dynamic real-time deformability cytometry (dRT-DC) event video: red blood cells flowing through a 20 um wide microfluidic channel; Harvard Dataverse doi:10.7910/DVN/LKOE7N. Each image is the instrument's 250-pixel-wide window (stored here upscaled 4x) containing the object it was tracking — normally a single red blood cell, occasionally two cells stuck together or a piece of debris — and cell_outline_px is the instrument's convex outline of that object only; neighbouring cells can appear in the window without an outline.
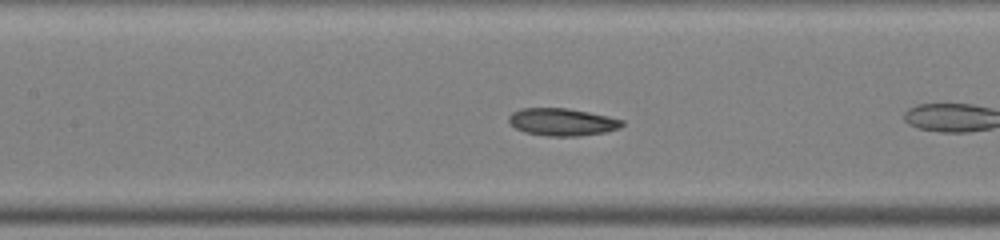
{"species": "common noctule bat (a hibernating species)", "species_latin": "Nyctalus noctula", "temperature_condition": "warm", "stored_images_in_passage": 32, "camera_frame_rate_fps": 3000, "um_per_image_px": 0.085, "animal": {"sex": "male", "body_mass_g": 19.0, "forearm_length_mm": 50.8}, "frame": {"image": 1, "passage_image": 5, "time_ms": 1.333, "image_size_px": [1000, 240], "cell_outline_px": [[624, 124], [620, 128], [604, 132], [580, 136], [548, 136], [524, 132], [516, 128], [508, 120], [508, 116], [512, 112], [520, 108], [568, 108], [608, 116], [624, 120]], "centroid_in_image_um": [47.79, 10.36], "position_along_channel_um": 159.6, "area_um2": 18.15}, "authors_computed_cell_mechanics": {"area_um2": 18.5249, "velocity_mm_per_s": 4.1023, "shape_relaxation_time_tau1_ms": null, "shape_relaxation_time_tau2_ms": 3.5901, "deformation_change_tau1": null, "deformation_change_tau2": 0.0715}}